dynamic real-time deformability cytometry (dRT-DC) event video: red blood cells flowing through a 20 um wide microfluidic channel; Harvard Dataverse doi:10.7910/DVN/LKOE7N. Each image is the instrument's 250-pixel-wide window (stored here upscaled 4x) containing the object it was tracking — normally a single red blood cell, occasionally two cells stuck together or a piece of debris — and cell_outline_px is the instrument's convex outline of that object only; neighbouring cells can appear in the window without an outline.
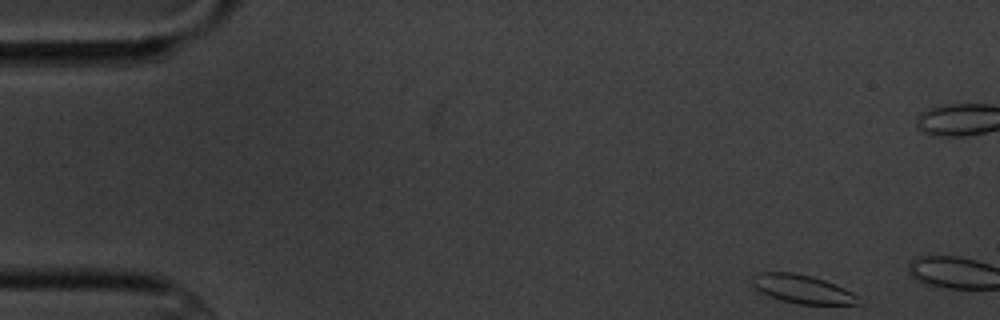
{"species": "common noctule bat (a hibernating species)", "species_latin": "Nyctalus noctula", "temperature_condition": "cold", "stored_images_in_passage": 3, "camera_frame_rate_fps": 3000, "um_per_image_px": 0.085, "animal": {"sex": "male", "body_mass_g": 20.1, "forearm_length_mm": 53.5}, "frame": {"image": 1, "passage_image": 1, "time_ms": 0.0, "image_size_px": [1000, 320], "cell_outline_px": [[860, 304], [800, 304], [780, 300], [760, 292], [752, 284], [752, 276], [756, 272], [792, 272], [812, 276], [836, 284], [852, 292], [856, 296]], "centroid_in_image_um": [68.16, 24.55], "position_along_channel_um": 16.8, "area_um2": 17.57}}